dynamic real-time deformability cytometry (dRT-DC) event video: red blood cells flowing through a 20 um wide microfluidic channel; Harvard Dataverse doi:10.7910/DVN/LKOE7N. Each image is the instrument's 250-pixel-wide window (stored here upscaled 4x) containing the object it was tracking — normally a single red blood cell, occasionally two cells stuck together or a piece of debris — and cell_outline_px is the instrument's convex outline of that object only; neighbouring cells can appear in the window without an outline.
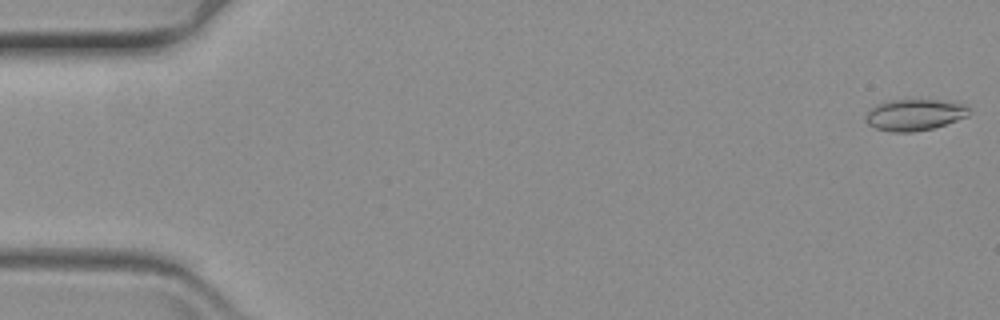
{"species": "common noctule bat (a hibernating species)", "species_latin": "Nyctalus noctula", "temperature_condition": "warm", "stored_images_in_passage": 61, "camera_frame_rate_fps": 3000, "um_per_image_px": 0.085, "animal": {"sex": "female", "body_mass_g": 19.3, "forearm_length_mm": 54.1}, "frame": {"image": 1, "passage_image": 1, "time_ms": 0.0, "image_size_px": [1000, 320], "cell_outline_px": [[972, 112], [968, 116], [932, 128], [912, 132], [892, 132], [876, 128], [868, 124], [864, 120], [864, 116], [868, 108], [876, 104], [888, 100], [936, 100], [964, 104]], "centroid_in_image_um": [77.67, 9.75], "position_along_channel_um": 7.3, "area_um2": 18.96}}
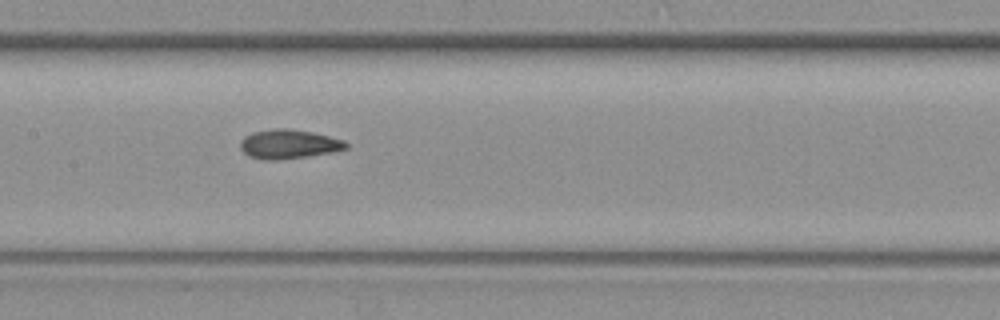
{"frame": {"image": 2, "passage_image": 30, "time_ms": 9.667, "image_size_px": [1000, 320], "cell_outline_px": [[348, 148], [332, 152], [308, 156], [280, 160], [260, 160], [248, 156], [240, 148], [240, 140], [244, 136], [252, 132], [276, 128], [284, 128], [312, 132], [344, 140], [348, 144]], "centroid_in_image_um": [24.51, 12.26], "position_along_channel_um": 182.9, "area_um2": 18.09}}
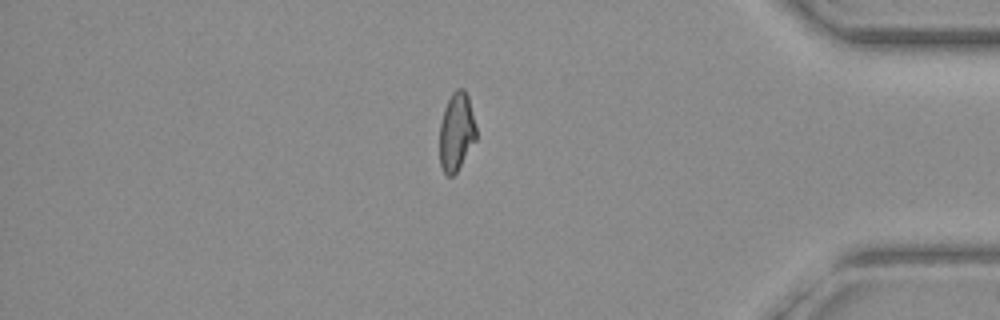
{"frame": {"image": 3, "passage_image": 52, "time_ms": 17.0, "image_size_px": [1000, 320], "cell_outline_px": [[476, 140], [456, 172], [452, 176], [448, 176], [444, 172], [440, 164], [440, 124], [444, 108], [452, 92], [456, 88], [464, 88], [468, 96], [476, 128]], "centroid_in_image_um": [38.79, 11.18], "position_along_channel_um": 396.4, "area_um2": 16.59}}